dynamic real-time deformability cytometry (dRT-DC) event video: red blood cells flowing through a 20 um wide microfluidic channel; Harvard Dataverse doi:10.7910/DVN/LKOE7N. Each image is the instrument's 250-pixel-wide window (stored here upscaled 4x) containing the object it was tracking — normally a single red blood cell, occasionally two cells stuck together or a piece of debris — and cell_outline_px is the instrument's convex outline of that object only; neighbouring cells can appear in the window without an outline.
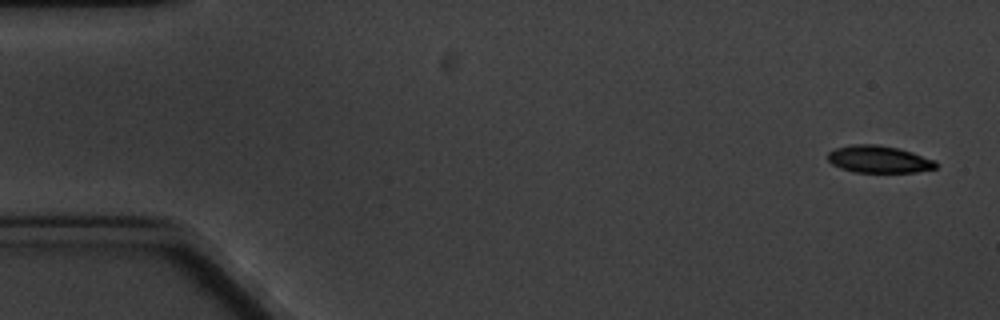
{"species": "common noctule bat (a hibernating species)", "species_latin": "Nyctalus noctula", "temperature_condition": "cold", "stored_images_in_passage": 5, "camera_frame_rate_fps": 3000, "um_per_image_px": 0.085, "animal": {"sex": "male", "body_mass_g": 20.1, "forearm_length_mm": 53.5}, "frame": {"image": 1, "passage_image": 1, "time_ms": 0.0, "image_size_px": [1000, 320], "cell_outline_px": [[940, 164], [936, 168], [916, 172], [856, 172], [840, 168], [832, 164], [828, 160], [828, 152], [836, 148], [852, 144], [876, 144], [896, 148], [912, 152], [936, 160]], "centroid_in_image_um": [74.73, 13.54], "position_along_channel_um": 10.3, "area_um2": 17.17}}